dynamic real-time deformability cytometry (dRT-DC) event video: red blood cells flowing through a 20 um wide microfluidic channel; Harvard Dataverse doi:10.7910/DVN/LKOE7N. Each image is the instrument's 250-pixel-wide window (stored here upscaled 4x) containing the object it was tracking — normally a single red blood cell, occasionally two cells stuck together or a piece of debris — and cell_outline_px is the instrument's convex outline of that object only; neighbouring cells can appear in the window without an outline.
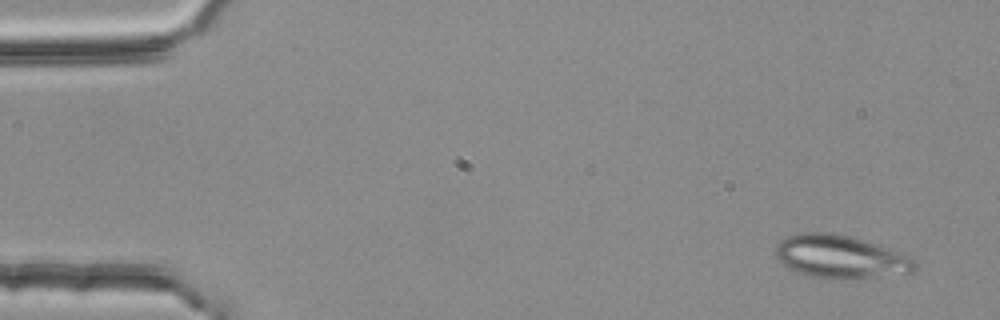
{"species": "common noctule bat (a hibernating species)", "species_latin": "Nyctalus noctula", "temperature_condition": "room temperature", "stored_images_in_passage": 4, "camera_frame_rate_fps": 3000, "um_per_image_px": 0.085, "animal": {"sex": "female", "body_mass_g": 25.1}, "frame": {"image": 1, "passage_image": 1, "time_ms": 0.0, "image_size_px": [1000, 320], "cell_outline_px": [[916, 268], [912, 272], [848, 280], [832, 280], [812, 276], [800, 272], [784, 264], [776, 256], [776, 244], [780, 240], [788, 236], [800, 232], [832, 232], [848, 236], [912, 256], [916, 260]], "centroid_in_image_um": [71.45, 21.83], "position_along_channel_um": 13.6, "area_um2": 34.8}}